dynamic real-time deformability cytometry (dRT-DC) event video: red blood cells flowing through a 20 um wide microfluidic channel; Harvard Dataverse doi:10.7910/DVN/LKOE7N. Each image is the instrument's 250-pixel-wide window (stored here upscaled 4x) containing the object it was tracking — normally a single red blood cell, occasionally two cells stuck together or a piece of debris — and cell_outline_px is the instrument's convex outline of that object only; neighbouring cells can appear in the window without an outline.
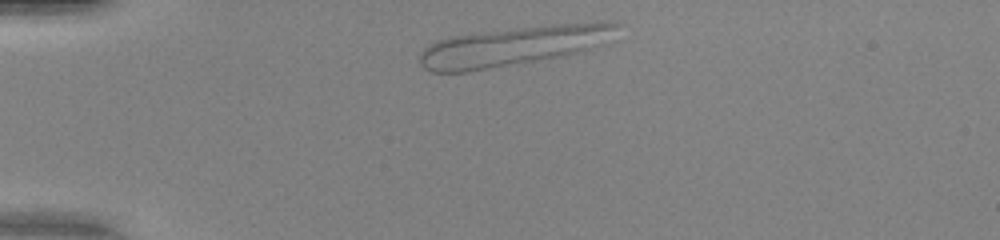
{"species": "human", "species_latin": "Homo sapiens", "temperature_condition": "warm", "stored_images_in_passage": 39, "camera_frame_rate_fps": 3000, "um_per_image_px": 0.085, "donor": {"sex": "female"}, "frame": {"image": 1, "passage_image": 2, "time_ms": 0.333, "image_size_px": [1000, 240], "cell_outline_px": [[624, 24], [608, 44], [584, 52], [564, 56], [468, 72], [432, 72], [424, 68], [420, 64], [420, 52], [428, 44], [436, 40], [452, 36], [484, 32], [552, 24], [608, 20], [616, 20]], "centroid_in_image_um": [43.84, 3.89], "position_along_channel_um": 41.2, "area_um2": 46.59}}
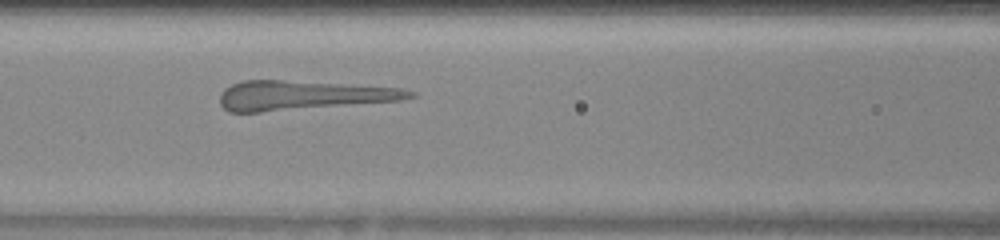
{"frame": {"image": 2, "passage_image": 12, "time_ms": 3.667, "image_size_px": [1000, 240], "cell_outline_px": [[416, 96], [400, 100], [260, 112], [228, 112], [220, 104], [220, 96], [224, 88], [232, 84], [244, 80], [280, 80], [348, 84], [404, 88], [416, 92]], "centroid_in_image_um": [25.72, 8.09], "position_along_channel_um": 140.9, "area_um2": 32.25}}
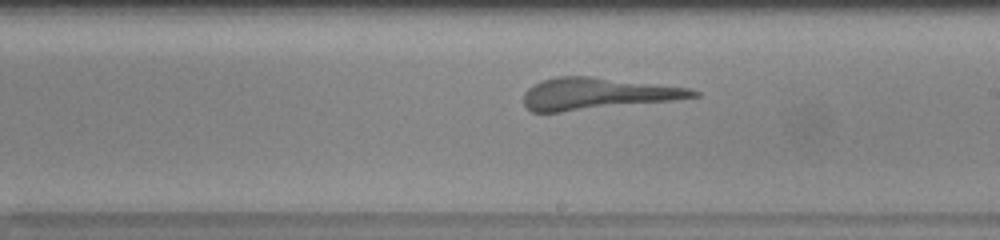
{"frame": {"image": 3, "passage_image": 19, "time_ms": 6.0, "image_size_px": [1000, 240], "cell_outline_px": [[700, 96], [676, 100], [560, 112], [532, 112], [524, 104], [524, 92], [528, 88], [544, 80], [556, 76], [592, 76], [692, 88], [700, 92]], "centroid_in_image_um": [50.81, 7.96], "position_along_channel_um": 238.2, "area_um2": 31.44}}